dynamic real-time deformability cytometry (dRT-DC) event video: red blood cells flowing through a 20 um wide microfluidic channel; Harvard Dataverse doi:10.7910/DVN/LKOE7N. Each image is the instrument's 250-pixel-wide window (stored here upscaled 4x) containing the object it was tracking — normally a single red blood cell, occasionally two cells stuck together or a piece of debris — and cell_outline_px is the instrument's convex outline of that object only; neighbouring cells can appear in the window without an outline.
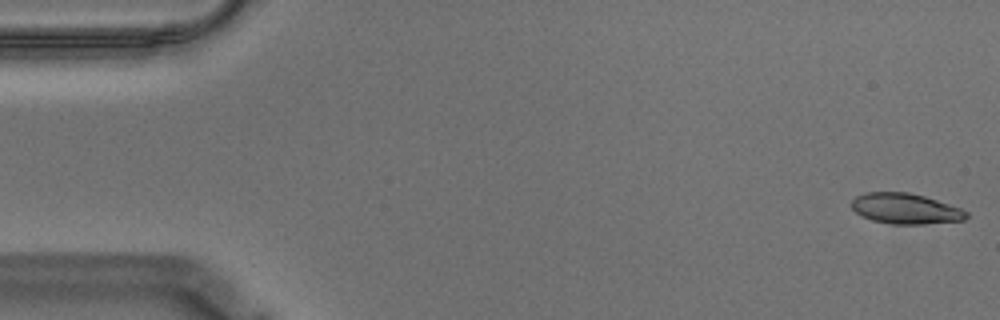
{"species": "Egyptian fruit bat (a non-hibernating species)", "species_latin": "Rousettus aegyptiacus", "temperature_condition": "warm", "stored_images_in_passage": 56, "camera_frame_rate_fps": 3000, "um_per_image_px": 0.085, "animal": {"sex": "male"}, "frame": {"image": 1, "passage_image": 1, "time_ms": 0.0, "image_size_px": [1000, 320], "cell_outline_px": [[968, 216], [964, 220], [924, 224], [892, 224], [872, 220], [860, 216], [852, 208], [852, 200], [856, 196], [864, 192], [908, 192], [924, 196], [960, 208], [968, 212]], "centroid_in_image_um": [76.94, 17.73], "position_along_channel_um": 8.1, "area_um2": 20.4}}
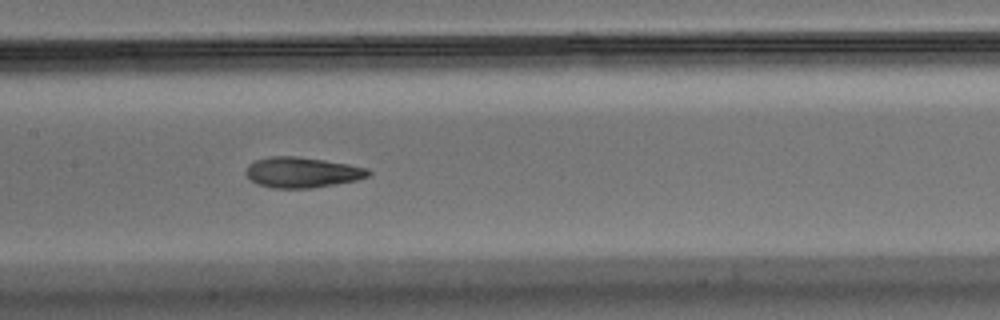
{"frame": {"image": 2, "passage_image": 27, "time_ms": 8.667, "image_size_px": [1000, 320], "cell_outline_px": [[372, 172], [368, 176], [356, 180], [312, 188], [272, 188], [256, 184], [244, 172], [248, 164], [256, 160], [268, 156], [296, 156], [324, 160], [348, 164], [368, 168]], "centroid_in_image_um": [25.65, 14.65], "position_along_channel_um": 181.7, "area_um2": 21.79}}
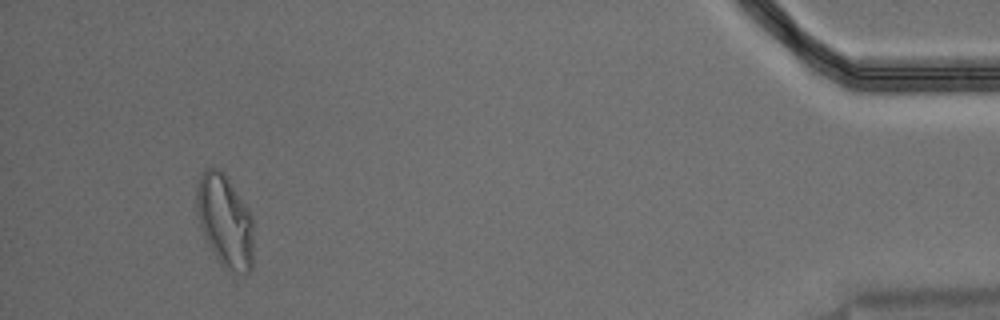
{"frame": {"image": 3, "passage_image": 53, "time_ms": 17.333, "image_size_px": [1000, 320], "cell_outline_px": [[252, 268], [248, 272], [228, 272], [220, 264], [208, 244], [204, 236], [200, 224], [196, 208], [196, 184], [204, 168], [216, 168], [224, 172], [228, 176], [248, 208], [252, 216]], "centroid_in_image_um": [19.11, 18.75], "position_along_channel_um": 416.1, "area_um2": 30.98}, "authors_computed_cell_mechanics": {"area_um2": 21.6461, "velocity_mm_per_s": 3.5208, "shape_relaxation_time_tau1_ms": 6.7051, "shape_relaxation_time_tau2_ms": 1.3054, "deformation_change_tau1": 0.2219, "deformation_change_tau2": 0.0848}}